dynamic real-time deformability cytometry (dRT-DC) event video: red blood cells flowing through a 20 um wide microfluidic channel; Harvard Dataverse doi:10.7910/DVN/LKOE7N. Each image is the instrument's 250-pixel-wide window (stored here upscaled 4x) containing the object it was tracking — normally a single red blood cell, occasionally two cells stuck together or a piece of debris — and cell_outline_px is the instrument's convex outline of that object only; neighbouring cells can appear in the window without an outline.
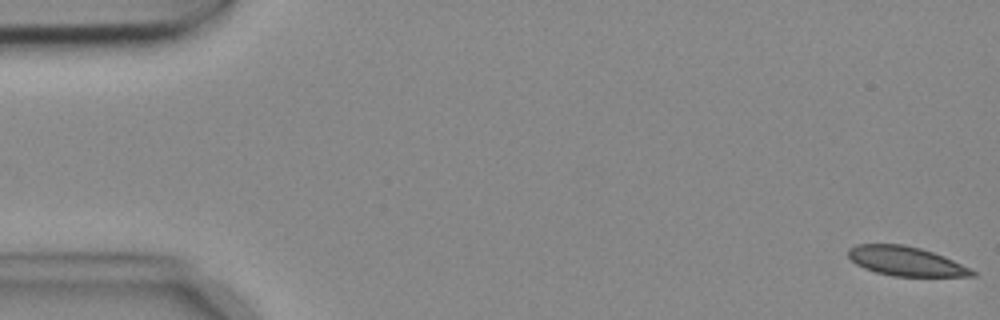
{"species": "common noctule bat (a hibernating species)", "species_latin": "Nyctalus noctula", "temperature_condition": "cold", "stored_images_in_passage": 4, "camera_frame_rate_fps": 3000, "um_per_image_px": 0.085, "animal": {"sex": "female", "body_mass_g": 18.4}, "frame": {"image": 1, "passage_image": 1, "time_ms": 0.0, "image_size_px": [1000, 320], "cell_outline_px": [[976, 276], [892, 276], [876, 272], [864, 268], [856, 264], [848, 256], [848, 248], [856, 244], [904, 244], [920, 248], [944, 256], [972, 268], [976, 272]], "centroid_in_image_um": [77.0, 22.2], "position_along_channel_um": 8.0, "area_um2": 21.21}}